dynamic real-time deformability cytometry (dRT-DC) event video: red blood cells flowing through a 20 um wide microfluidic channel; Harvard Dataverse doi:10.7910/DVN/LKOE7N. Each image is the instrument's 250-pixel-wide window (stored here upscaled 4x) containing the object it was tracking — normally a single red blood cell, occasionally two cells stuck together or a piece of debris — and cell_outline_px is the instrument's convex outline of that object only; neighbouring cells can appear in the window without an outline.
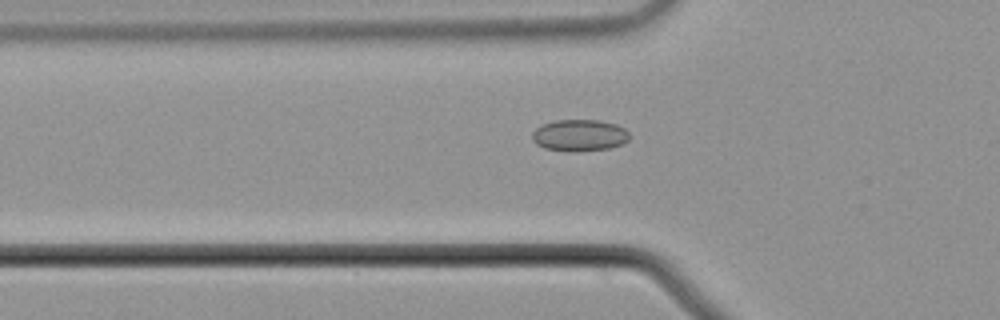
{"species": "common noctule bat (a hibernating species)", "species_latin": "Nyctalus noctula", "temperature_condition": "cold", "stored_images_in_passage": 43, "camera_frame_rate_fps": 3000, "um_per_image_px": 0.085, "animal": {"sex": "male", "body_mass_g": 21.5, "forearm_length_mm": 52.0}, "frame": {"image": 1, "passage_image": 7, "time_ms": 2.0, "image_size_px": [1000, 320], "cell_outline_px": [[628, 140], [620, 144], [608, 148], [572, 152], [544, 148], [536, 144], [532, 140], [532, 132], [540, 124], [556, 120], [600, 120], [616, 124], [624, 128], [628, 132]], "centroid_in_image_um": [49.21, 11.49], "position_along_channel_um": 76.6, "area_um2": 17.98}}
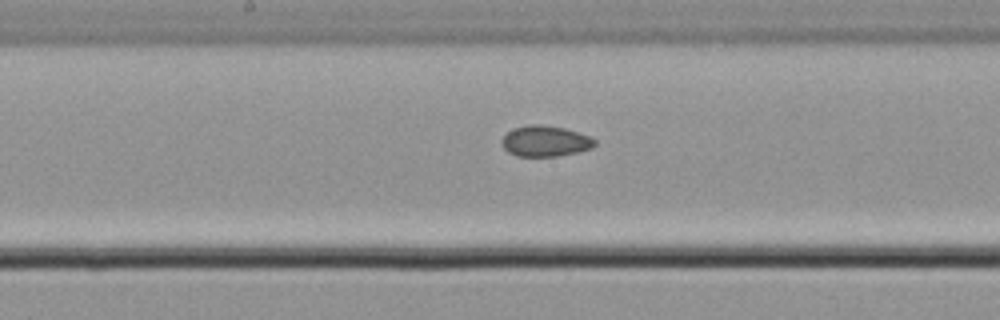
{"frame": {"image": 2, "passage_image": 17, "time_ms": 5.333, "image_size_px": [1000, 320], "cell_outline_px": [[596, 144], [592, 148], [576, 152], [556, 156], [516, 156], [508, 152], [500, 144], [500, 140], [512, 128], [528, 124], [540, 124], [564, 128], [588, 136], [596, 140]], "centroid_in_image_um": [46.3, 11.99], "position_along_channel_um": 201.9, "area_um2": 16.7}}
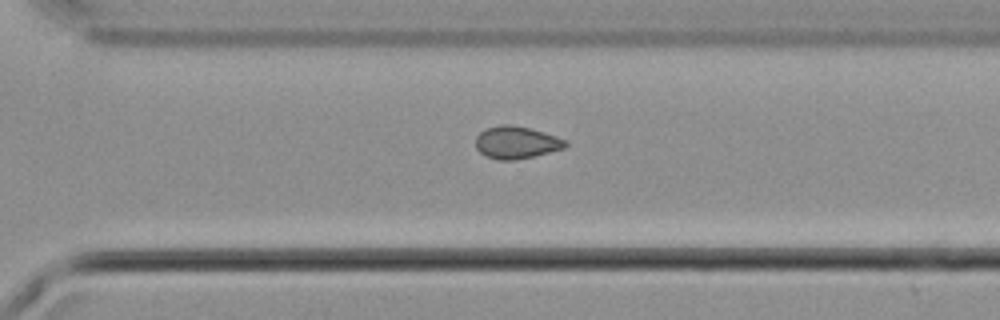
{"frame": {"image": 3, "passage_image": 27, "time_ms": 8.667, "image_size_px": [1000, 320], "cell_outline_px": [[568, 144], [564, 148], [516, 160], [496, 160], [484, 156], [476, 148], [476, 136], [484, 128], [500, 124], [512, 124], [544, 132], [568, 140]], "centroid_in_image_um": [43.86, 12.1], "position_along_channel_um": 326.7, "area_um2": 17.11}, "authors_computed_cell_mechanics": {"area_um2": 17.1088, "velocity_mm_per_s": 3.7497, "shape_relaxation_time_tau1_ms": null, "shape_relaxation_time_tau2_ms": 4.0251, "deformation_change_tau1": null, "deformation_change_tau2": 0.076}}